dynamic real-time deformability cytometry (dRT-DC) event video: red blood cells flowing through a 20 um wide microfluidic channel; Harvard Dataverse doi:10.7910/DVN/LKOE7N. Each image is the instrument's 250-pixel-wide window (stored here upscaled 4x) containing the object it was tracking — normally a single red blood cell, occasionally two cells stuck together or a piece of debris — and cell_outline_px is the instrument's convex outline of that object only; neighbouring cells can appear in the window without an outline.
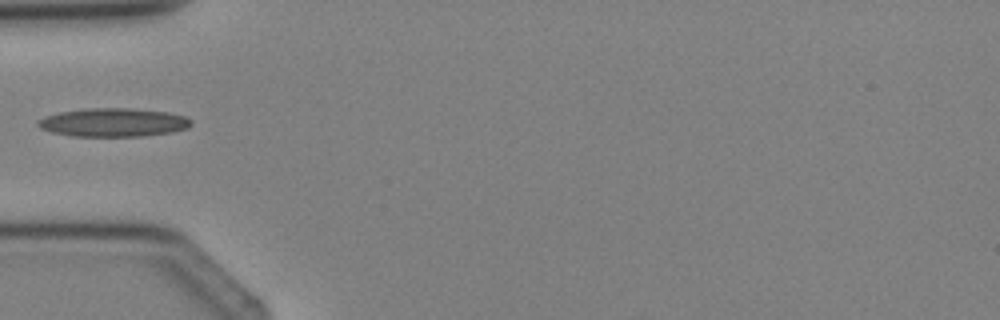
{"species": "Egyptian fruit bat (a non-hibernating species)", "species_latin": "Rousettus aegyptiacus", "temperature_condition": "cold", "stored_images_in_passage": 2, "camera_frame_rate_fps": 3000, "um_per_image_px": 0.085, "animal": {"sex": "female"}, "frame": {"image": 1, "passage_image": 2, "time_ms": 1.333, "image_size_px": [1000, 320], "cell_outline_px": [[192, 124], [188, 128], [172, 132], [144, 136], [72, 136], [52, 132], [40, 128], [36, 124], [36, 120], [44, 116], [60, 112], [84, 108], [132, 108], [168, 112], [188, 116], [192, 120]], "centroid_in_image_um": [9.65, 10.4], "position_along_channel_um": 75.4, "area_um2": 25.78}}